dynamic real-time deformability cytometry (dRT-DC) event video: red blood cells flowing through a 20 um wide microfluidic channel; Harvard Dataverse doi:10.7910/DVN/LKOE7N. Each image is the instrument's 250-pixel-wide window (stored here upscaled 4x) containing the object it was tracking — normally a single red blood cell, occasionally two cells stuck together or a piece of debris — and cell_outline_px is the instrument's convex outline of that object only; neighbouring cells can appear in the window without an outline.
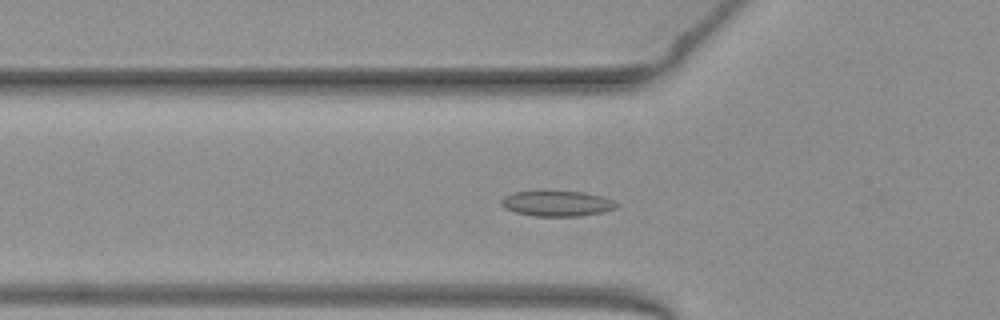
{"species": "common noctule bat (a hibernating species)", "species_latin": "Nyctalus noctula", "temperature_condition": "warm", "stored_images_in_passage": 51, "camera_frame_rate_fps": 3000, "um_per_image_px": 0.085, "animal": {"sex": "female", "body_mass_g": 19.3, "forearm_length_mm": 54.1}, "frame": {"image": 1, "passage_image": 17, "time_ms": 5.333, "image_size_px": [1000, 320], "cell_outline_px": [[620, 204], [616, 208], [600, 212], [580, 216], [532, 216], [516, 212], [504, 208], [500, 204], [500, 200], [504, 196], [512, 192], [580, 192], [600, 196], [612, 200]], "centroid_in_image_um": [47.3, 17.31], "position_along_channel_um": 78.5, "area_um2": 16.82}}
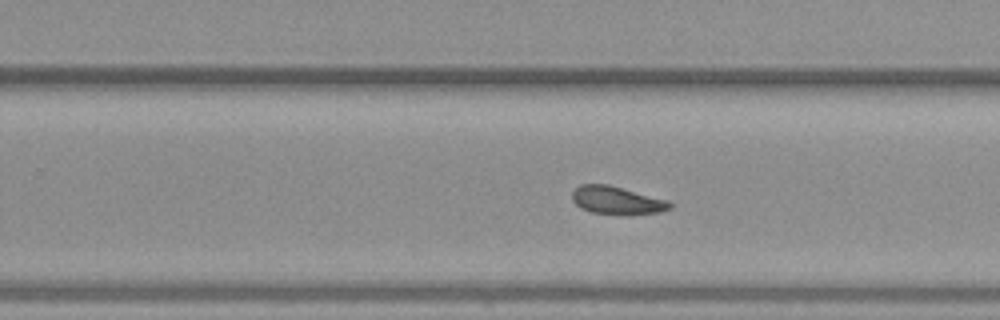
{"frame": {"image": 2, "passage_image": 32, "time_ms": 10.333, "image_size_px": [1000, 320], "cell_outline_px": [[672, 208], [660, 212], [632, 216], [624, 216], [592, 212], [580, 208], [572, 200], [572, 192], [580, 184], [608, 184], [664, 200], [672, 204]], "centroid_in_image_um": [52.41, 17.06], "position_along_channel_um": 277.4, "area_um2": 16.01}}
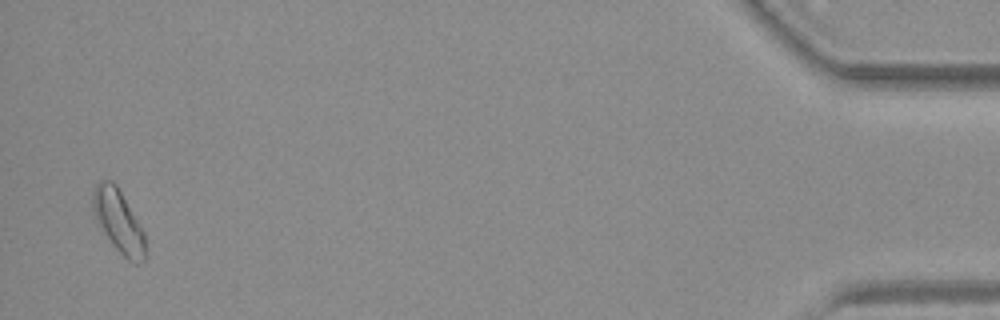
{"frame": {"image": 3, "passage_image": 50, "time_ms": 16.333, "image_size_px": [1000, 320], "cell_outline_px": [[144, 260], [136, 264], [128, 260], [112, 244], [92, 212], [92, 192], [96, 184], [100, 180], [112, 180], [116, 184], [144, 232]], "centroid_in_image_um": [10.04, 18.76], "position_along_channel_um": 425.2, "area_um2": 18.73}, "authors_computed_cell_mechanics": {"area_um2": 16.762, "velocity_mm_per_s": 3.978, "shape_relaxation_time_tau1_ms": 3.5738, "shape_relaxation_time_tau2_ms": null, "deformation_change_tau1": 0.0885, "deformation_change_tau2": null}}